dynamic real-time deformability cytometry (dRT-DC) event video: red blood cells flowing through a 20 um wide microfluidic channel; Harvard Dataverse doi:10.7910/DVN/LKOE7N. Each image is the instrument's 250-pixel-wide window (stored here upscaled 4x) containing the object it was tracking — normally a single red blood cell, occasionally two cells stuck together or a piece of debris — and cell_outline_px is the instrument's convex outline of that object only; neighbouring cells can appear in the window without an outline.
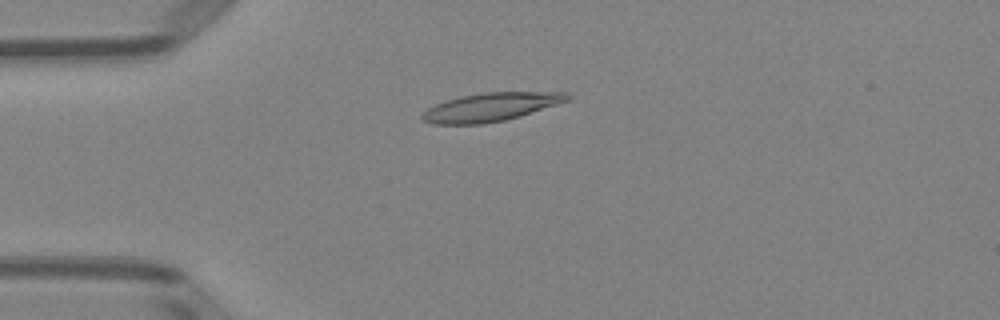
{"species": "Egyptian fruit bat (a non-hibernating species)", "species_latin": "Rousettus aegyptiacus", "temperature_condition": "room temperature", "stored_images_in_passage": 5, "camera_frame_rate_fps": 3000, "um_per_image_px": 0.085, "animal": {"sex": "female"}, "frame": {"image": 1, "passage_image": 4, "time_ms": 3.333, "image_size_px": [1000, 320], "cell_outline_px": [[572, 100], [520, 116], [504, 120], [480, 124], [436, 124], [420, 120], [420, 116], [428, 108], [436, 104], [460, 96], [484, 92], [568, 92], [572, 96]], "centroid_in_image_um": [41.77, 9.09], "position_along_channel_um": 43.2, "area_um2": 24.1}}
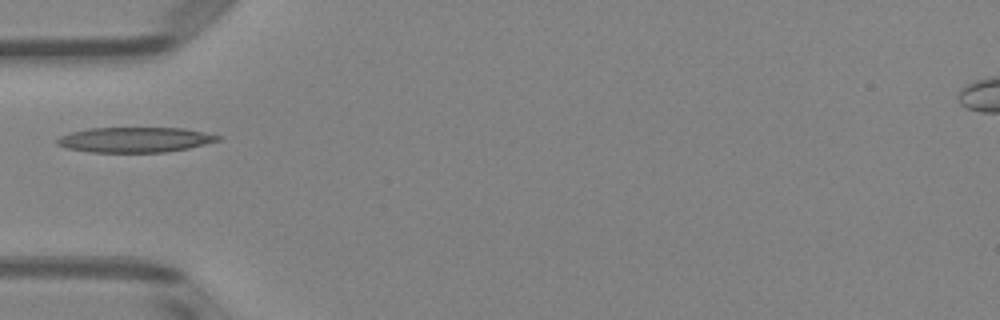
{"frame": {"image": 2, "passage_image": 5, "time_ms": 4.667, "image_size_px": [1000, 320], "cell_outline_px": [[220, 140], [188, 148], [164, 152], [92, 152], [68, 148], [56, 144], [56, 140], [60, 136], [72, 132], [88, 128], [184, 128], [220, 136]], "centroid_in_image_um": [11.45, 11.87], "position_along_channel_um": 73.6, "area_um2": 23.29}}